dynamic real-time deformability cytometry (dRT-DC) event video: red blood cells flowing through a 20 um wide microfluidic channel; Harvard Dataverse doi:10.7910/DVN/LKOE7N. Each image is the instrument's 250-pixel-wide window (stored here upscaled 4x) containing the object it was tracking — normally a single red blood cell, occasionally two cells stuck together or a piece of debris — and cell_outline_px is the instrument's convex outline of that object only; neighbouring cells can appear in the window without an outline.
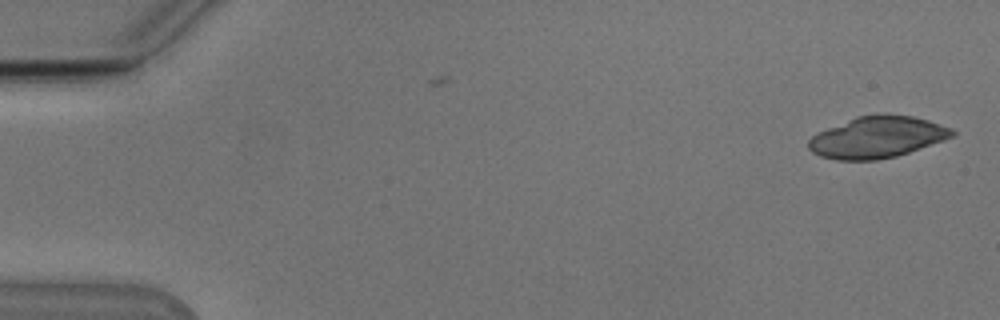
{"species": "Egyptian fruit bat (a non-hibernating species)", "species_latin": "Rousettus aegyptiacus", "temperature_condition": "cold", "stored_images_in_passage": 4, "camera_frame_rate_fps": 3000, "um_per_image_px": 0.085, "animal": {"sex": "male"}, "frame": {"image": 1, "passage_image": 1, "time_ms": 0.0, "image_size_px": [1000, 320], "cell_outline_px": [[956, 132], [952, 136], [944, 140], [896, 156], [876, 160], [836, 160], [820, 156], [812, 152], [808, 148], [808, 140], [812, 136], [828, 128], [856, 116], [876, 112], [888, 112], [912, 116], [928, 120], [952, 128]], "centroid_in_image_um": [74.56, 11.63], "position_along_channel_um": 10.4, "area_um2": 34.97}}